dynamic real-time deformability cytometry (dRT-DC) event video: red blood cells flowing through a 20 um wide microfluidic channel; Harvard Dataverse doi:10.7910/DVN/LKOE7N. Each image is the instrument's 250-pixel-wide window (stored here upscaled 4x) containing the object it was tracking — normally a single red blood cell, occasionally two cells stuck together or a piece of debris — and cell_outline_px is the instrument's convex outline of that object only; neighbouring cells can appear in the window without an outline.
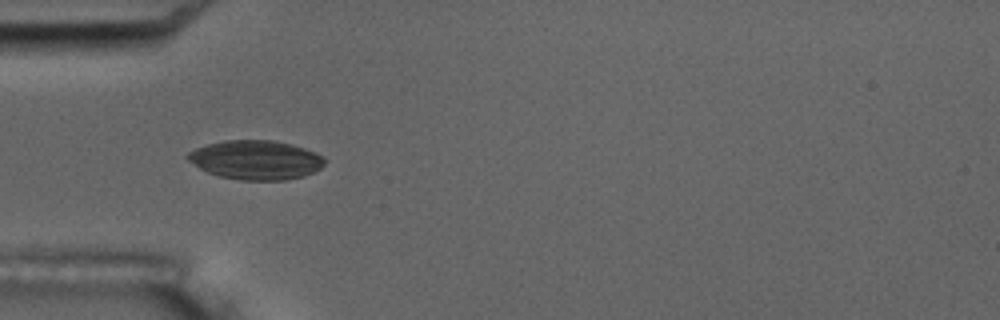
{"species": "common noctule bat (a hibernating species)", "species_latin": "Nyctalus noctula", "temperature_condition": "room temperature", "stored_images_in_passage": 4, "camera_frame_rate_fps": 3000, "um_per_image_px": 0.085, "animal": {"sex": "male", "body_mass_g": 17.5, "forearm_length_mm": 52.3}, "frame": {"image": 1, "passage_image": 3, "time_ms": 2.333, "image_size_px": [1000, 320], "cell_outline_px": [[324, 164], [320, 168], [304, 176], [284, 180], [240, 180], [220, 176], [208, 172], [200, 168], [188, 160], [184, 156], [188, 152], [196, 148], [208, 144], [224, 140], [272, 140], [292, 144], [316, 152], [324, 156]], "centroid_in_image_um": [21.74, 13.59], "position_along_channel_um": 63.3, "area_um2": 31.21}}